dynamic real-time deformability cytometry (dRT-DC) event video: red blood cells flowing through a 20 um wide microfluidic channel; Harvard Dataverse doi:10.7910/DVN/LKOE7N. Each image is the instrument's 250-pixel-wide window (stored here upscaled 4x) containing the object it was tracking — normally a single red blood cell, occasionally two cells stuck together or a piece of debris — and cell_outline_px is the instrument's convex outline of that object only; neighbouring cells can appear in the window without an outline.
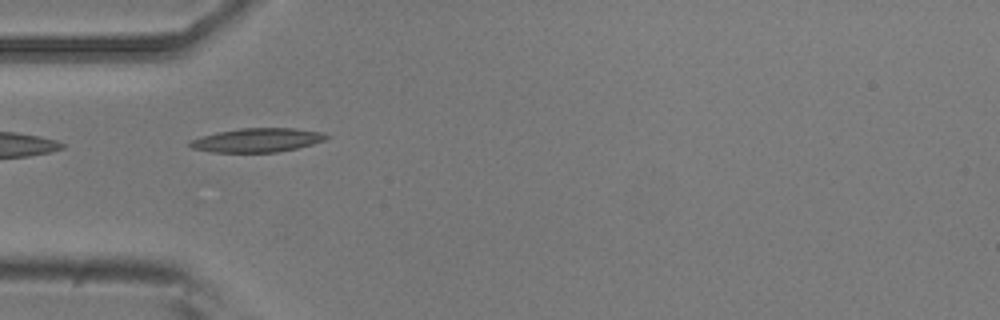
{"species": "common noctule bat (a hibernating species)", "species_latin": "Nyctalus noctula", "temperature_condition": "room temperature", "stored_images_in_passage": 5, "camera_frame_rate_fps": 3000, "um_per_image_px": 0.085, "animal": {"sex": "male", "body_mass_g": 20.5, "forearm_length_mm": 52.5}, "frame": {"image": 1, "passage_image": 2, "time_ms": 0.333, "image_size_px": [1000, 320], "cell_outline_px": [[332, 136], [324, 140], [312, 144], [296, 148], [276, 152], [212, 152], [192, 148], [188, 144], [188, 140], [200, 136], [216, 132], [240, 128], [296, 128], [324, 132]], "centroid_in_image_um": [21.86, 11.9], "position_along_channel_um": 63.1, "area_um2": 19.19}}
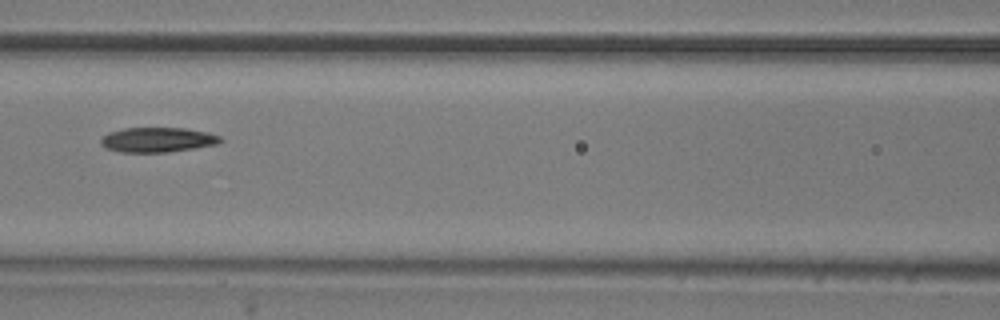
{"frame": {"image": 2, "passage_image": 4, "time_ms": 1.0, "image_size_px": [1000, 320], "cell_outline_px": [[224, 140], [216, 144], [196, 148], [168, 152], [120, 152], [108, 148], [100, 144], [100, 140], [108, 132], [124, 128], [184, 128], [208, 132], [220, 136]], "centroid_in_image_um": [13.41, 11.88], "position_along_channel_um": 153.2, "area_um2": 17.28}}
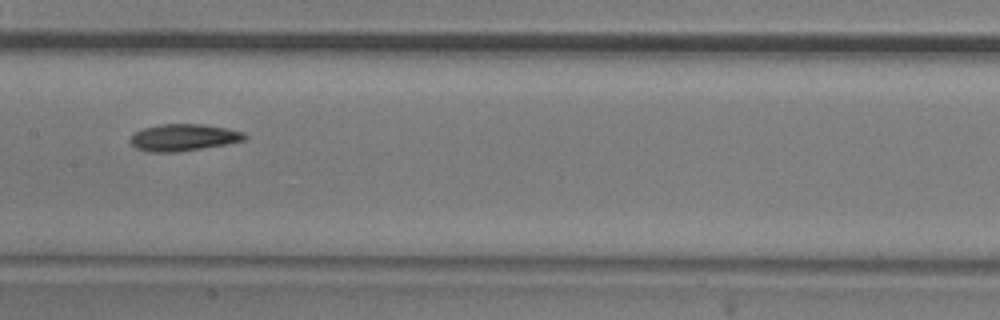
{"frame": {"image": 3, "passage_image": 5, "time_ms": 1.333, "image_size_px": [1000, 320], "cell_outline_px": [[248, 136], [244, 140], [224, 144], [176, 152], [148, 152], [136, 148], [128, 140], [136, 132], [144, 128], [160, 124], [204, 124], [228, 128], [244, 132]], "centroid_in_image_um": [15.59, 11.68], "position_along_channel_um": 191.8, "area_um2": 17.8}}